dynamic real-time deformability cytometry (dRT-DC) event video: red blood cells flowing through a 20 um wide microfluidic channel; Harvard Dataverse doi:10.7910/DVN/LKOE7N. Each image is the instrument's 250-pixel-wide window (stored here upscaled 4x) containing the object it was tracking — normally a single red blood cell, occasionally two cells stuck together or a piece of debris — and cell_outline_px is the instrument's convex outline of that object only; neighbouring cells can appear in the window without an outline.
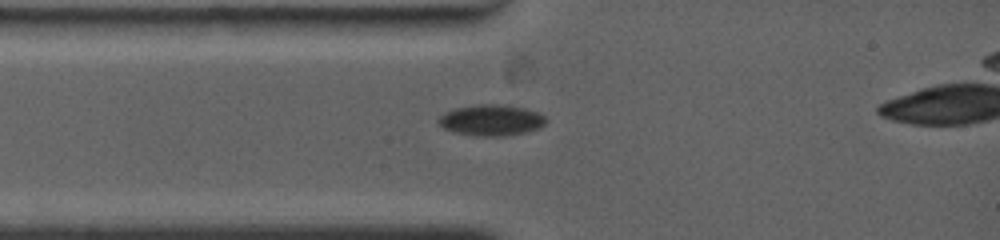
{"species": "common noctule bat (a hibernating species)", "species_latin": "Nyctalus noctula", "temperature_condition": "warm", "stored_images_in_passage": 5, "camera_frame_rate_fps": 4500, "um_per_image_px": 0.085, "animal": {"sex": "female", "body_mass_g": 19.0, "forearm_length_mm": 53.3}, "frame": {"image": 1, "passage_image": 1, "time_ms": 0.0, "image_size_px": [1000, 240], "cell_outline_px": [[548, 120], [540, 128], [524, 132], [504, 136], [476, 136], [452, 132], [444, 128], [436, 120], [444, 112], [456, 108], [480, 104], [504, 104], [524, 108], [540, 112]], "centroid_in_image_um": [41.76, 10.21], "position_along_channel_um": 43.2, "area_um2": 19.59}}
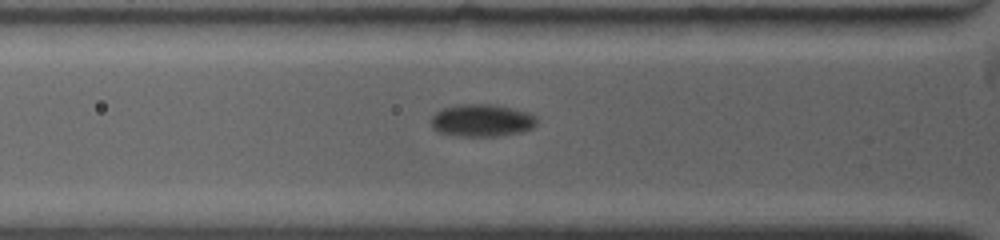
{"frame": {"image": 2, "passage_image": 4, "time_ms": 1.111, "image_size_px": [1000, 240], "cell_outline_px": [[536, 124], [532, 128], [524, 132], [496, 136], [460, 136], [440, 132], [432, 128], [428, 120], [436, 112], [444, 108], [456, 104], [496, 104], [528, 112], [536, 116]], "centroid_in_image_um": [40.94, 10.23], "position_along_channel_um": 84.9, "area_um2": 20.23}}